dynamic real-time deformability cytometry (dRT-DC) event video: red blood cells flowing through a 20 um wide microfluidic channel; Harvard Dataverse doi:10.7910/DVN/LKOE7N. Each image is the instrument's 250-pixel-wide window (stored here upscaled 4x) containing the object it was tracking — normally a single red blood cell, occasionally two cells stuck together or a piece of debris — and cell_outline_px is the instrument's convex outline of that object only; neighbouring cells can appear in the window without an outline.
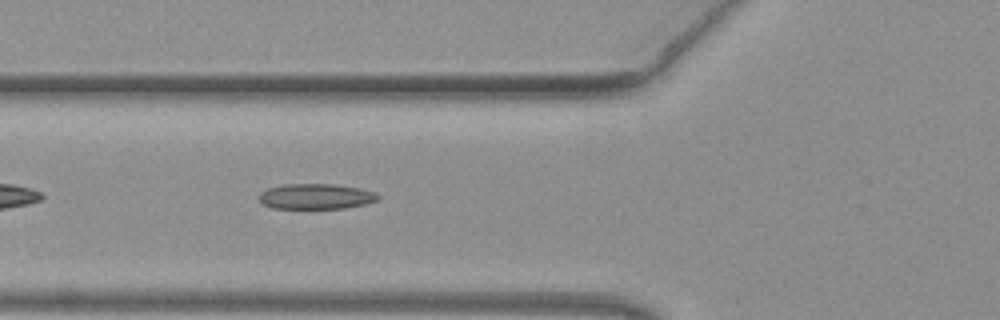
{"species": "common noctule bat (a hibernating species)", "species_latin": "Nyctalus noctula", "temperature_condition": "warm", "stored_images_in_passage": 37, "camera_frame_rate_fps": 3000, "um_per_image_px": 0.085, "animal": {"sex": "female", "body_mass_g": 19.3, "forearm_length_mm": 54.1}, "frame": {"image": 1, "passage_image": 5, "time_ms": 1.333, "image_size_px": [1000, 320], "cell_outline_px": [[380, 200], [364, 204], [344, 208], [272, 208], [264, 204], [260, 200], [260, 192], [268, 188], [284, 184], [336, 184], [360, 188], [376, 192], [380, 196]], "centroid_in_image_um": [26.9, 16.69], "position_along_channel_um": 98.9, "area_um2": 17.63}}
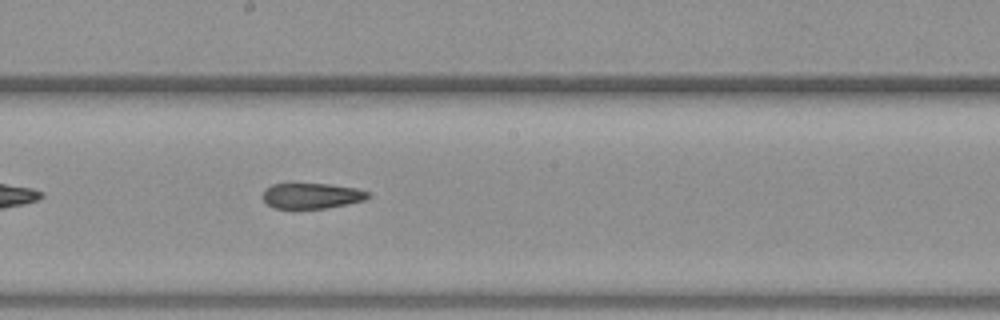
{"frame": {"image": 2, "passage_image": 14, "time_ms": 4.333, "image_size_px": [1000, 320], "cell_outline_px": [[372, 196], [364, 200], [348, 204], [328, 208], [272, 208], [260, 196], [264, 188], [272, 184], [328, 184], [356, 188], [368, 192]], "centroid_in_image_um": [26.47, 16.64], "position_along_channel_um": 221.7, "area_um2": 15.78}}
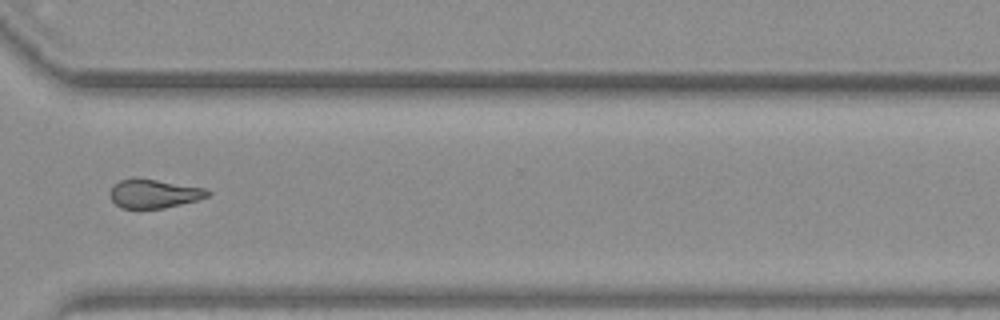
{"frame": {"image": 3, "passage_image": 24, "time_ms": 7.667, "image_size_px": [1000, 320], "cell_outline_px": [[212, 192], [208, 196], [196, 200], [164, 208], [120, 208], [108, 196], [112, 188], [120, 180], [132, 176], [136, 176], [208, 188]], "centroid_in_image_um": [13.09, 16.43], "position_along_channel_um": 357.5, "area_um2": 16.7}}